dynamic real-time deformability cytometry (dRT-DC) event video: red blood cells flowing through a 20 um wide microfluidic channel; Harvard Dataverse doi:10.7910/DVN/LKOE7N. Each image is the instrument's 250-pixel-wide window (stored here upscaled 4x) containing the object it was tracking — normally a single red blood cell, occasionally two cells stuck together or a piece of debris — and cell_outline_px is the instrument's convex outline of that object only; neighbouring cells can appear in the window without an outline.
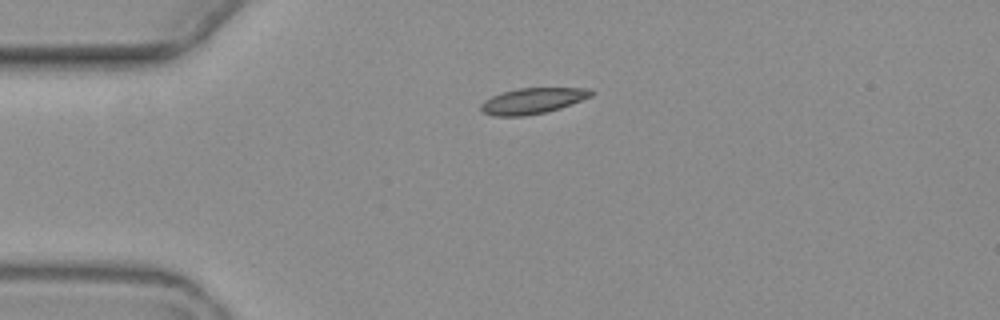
{"species": "common noctule bat (a hibernating species)", "species_latin": "Nyctalus noctula", "temperature_condition": "warm", "stored_images_in_passage": 2, "camera_frame_rate_fps": 3000, "um_per_image_px": 0.085, "animal": {"sex": "female", "body_mass_g": 19.3, "forearm_length_mm": 54.1}, "frame": {"image": 1, "passage_image": 1, "time_ms": 0.0, "image_size_px": [1000, 320], "cell_outline_px": [[596, 92], [592, 96], [560, 108], [544, 112], [524, 116], [492, 116], [484, 112], [480, 108], [480, 104], [484, 100], [492, 96], [504, 92], [520, 88], [592, 88]], "centroid_in_image_um": [45.3, 8.56], "position_along_channel_um": 39.7, "area_um2": 16.53}}